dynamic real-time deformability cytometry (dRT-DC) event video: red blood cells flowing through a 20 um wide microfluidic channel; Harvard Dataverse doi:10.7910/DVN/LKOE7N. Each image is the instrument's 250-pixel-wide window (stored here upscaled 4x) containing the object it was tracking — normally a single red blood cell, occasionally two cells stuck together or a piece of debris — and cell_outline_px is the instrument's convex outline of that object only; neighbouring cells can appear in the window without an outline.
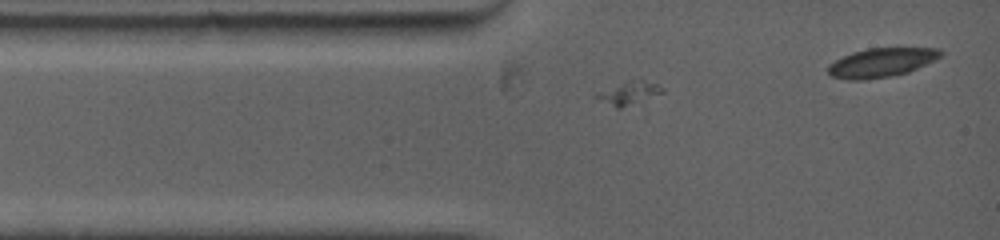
{"species": "common noctule bat (a hibernating species)", "species_latin": "Nyctalus noctula", "temperature_condition": "warm", "stored_images_in_passage": 15, "segment_of_instrument_passage": [1, 2], "camera_frame_rate_fps": 5000, "um_per_image_px": 0.085, "animal": {"sex": "female", "body_mass_g": 19.0, "forearm_length_mm": 53.3}, "frame": {"image": 1, "passage_image": 7, "time_ms": 2.0, "image_size_px": [1000, 240], "cell_outline_px": [[664, 92], [644, 108], [616, 108], [592, 96], [596, 92], [628, 80], [640, 76], [664, 88]], "centroid_in_image_um": [53.6, 7.97], "position_along_channel_um": 31.4, "area_um2": 10.4}}
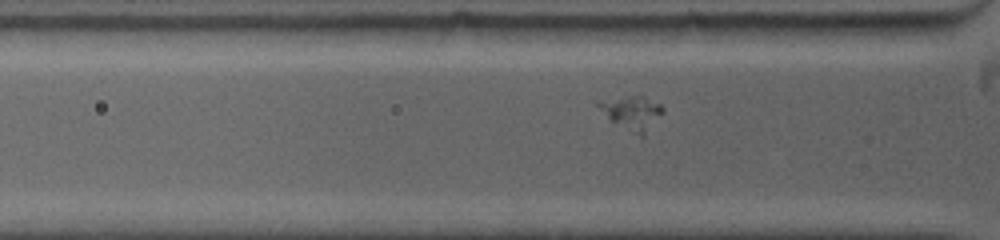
{"frame": {"image": 2, "passage_image": 11, "time_ms": 3.2, "image_size_px": [1000, 240], "cell_outline_px": [[664, 112], [644, 136], [640, 136], [612, 120], [596, 104], [600, 100], [632, 96], [644, 96], [660, 104], [664, 108]], "centroid_in_image_um": [53.8, 9.57], "position_along_channel_um": 72.0, "area_um2": 12.14}}